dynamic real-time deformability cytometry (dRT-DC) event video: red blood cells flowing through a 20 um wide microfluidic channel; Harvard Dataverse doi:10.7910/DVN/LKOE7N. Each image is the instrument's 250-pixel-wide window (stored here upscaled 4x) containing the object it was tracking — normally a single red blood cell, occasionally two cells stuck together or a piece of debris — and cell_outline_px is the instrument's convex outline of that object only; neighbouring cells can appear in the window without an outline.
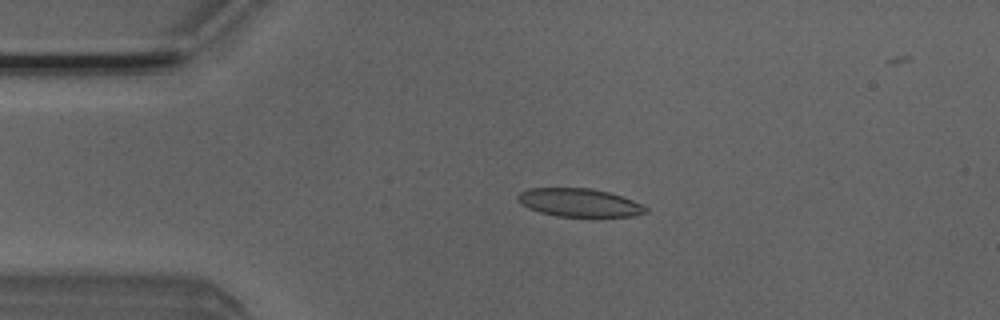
{"species": "Egyptian fruit bat (a non-hibernating species)", "species_latin": "Rousettus aegyptiacus", "temperature_condition": "room temperature", "stored_images_in_passage": 49, "camera_frame_rate_fps": 3000, "um_per_image_px": 0.085, "animal": {"sex": "male"}, "frame": {"image": 1, "passage_image": 11, "time_ms": 3.333, "image_size_px": [1000, 320], "cell_outline_px": [[648, 212], [632, 216], [556, 216], [540, 212], [528, 208], [516, 200], [516, 196], [520, 192], [528, 188], [592, 188], [624, 196], [648, 208]], "centroid_in_image_um": [49.21, 17.21], "position_along_channel_um": 35.8, "area_um2": 21.04}}
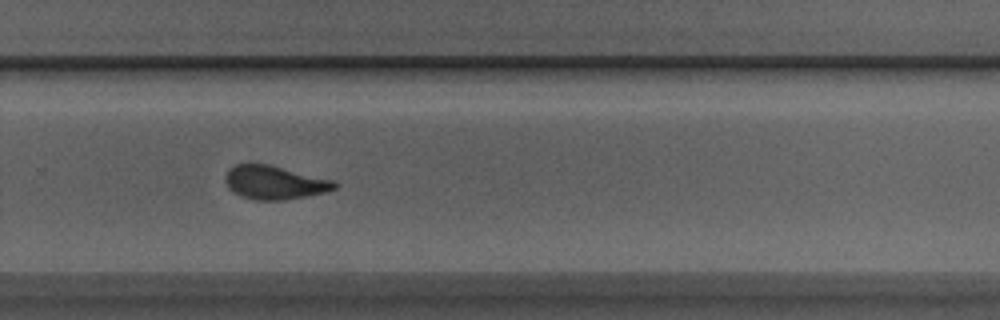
{"frame": {"image": 2, "passage_image": 34, "time_ms": 11.0, "image_size_px": [1000, 320], "cell_outline_px": [[340, 184], [336, 188], [324, 192], [284, 200], [252, 200], [240, 196], [228, 188], [224, 180], [224, 176], [228, 168], [236, 164], [268, 164], [336, 180]], "centroid_in_image_um": [23.32, 15.51], "position_along_channel_um": 306.5, "area_um2": 21.62}}
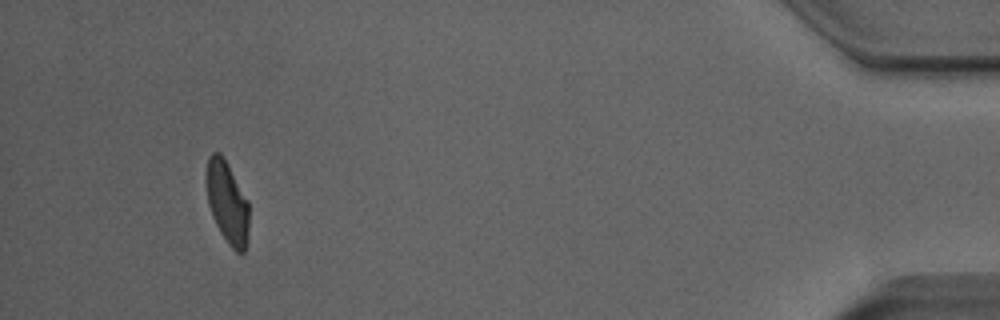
{"frame": {"image": 3, "passage_image": 48, "time_ms": 15.667, "image_size_px": [1000, 320], "cell_outline_px": [[248, 244], [244, 252], [236, 252], [228, 244], [220, 232], [212, 216], [208, 204], [204, 180], [208, 156], [212, 152], [220, 152], [228, 164], [248, 200]], "centroid_in_image_um": [19.29, 17.19], "position_along_channel_um": 415.9, "area_um2": 20.87}, "authors_computed_cell_mechanics": {"area_um2": 21.4438, "velocity_mm_per_s": 3.9609, "shape_relaxation_time_tau1_ms": 6.6246, "shape_relaxation_time_tau2_ms": 1.5086, "deformation_change_tau1": 0.1907, "deformation_change_tau2": 0.0751}}